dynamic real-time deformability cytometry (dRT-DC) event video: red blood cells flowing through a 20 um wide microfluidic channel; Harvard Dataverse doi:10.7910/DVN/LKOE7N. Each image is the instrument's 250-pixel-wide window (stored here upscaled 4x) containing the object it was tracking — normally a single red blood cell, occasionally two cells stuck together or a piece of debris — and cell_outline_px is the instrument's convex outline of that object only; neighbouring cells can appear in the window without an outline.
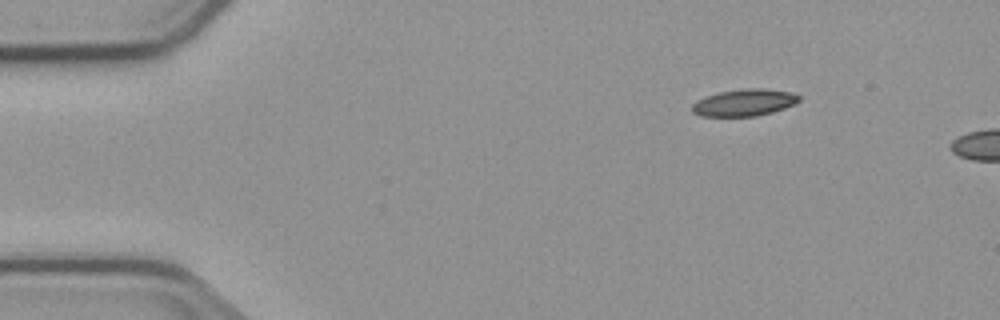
{"species": "common noctule bat (a hibernating species)", "species_latin": "Nyctalus noctula", "temperature_condition": "cold", "stored_images_in_passage": 4, "camera_frame_rate_fps": 3000, "um_per_image_px": 0.085, "animal": {"sex": "male", "body_mass_g": 23.1, "forearm_length_mm": 52.7}, "frame": {"image": 1, "passage_image": 1, "time_ms": 0.0, "image_size_px": [1000, 320], "cell_outline_px": [[800, 100], [796, 104], [772, 112], [756, 116], [700, 116], [692, 112], [692, 104], [696, 100], [720, 92], [748, 88], [760, 88], [792, 92], [800, 96]], "centroid_in_image_um": [63.28, 8.72], "position_along_channel_um": 21.7, "area_um2": 16.7}}
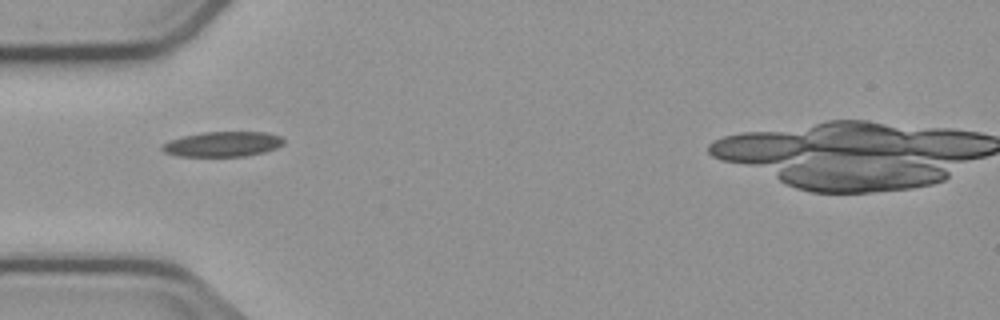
{"frame": {"image": 2, "passage_image": 3, "time_ms": 3.333, "image_size_px": [1000, 320], "cell_outline_px": [[284, 144], [276, 148], [264, 152], [244, 156], [176, 156], [164, 152], [160, 148], [160, 144], [168, 140], [184, 136], [204, 132], [268, 132], [280, 136], [284, 140]], "centroid_in_image_um": [18.9, 12.25], "position_along_channel_um": 66.1, "area_um2": 17.86}}
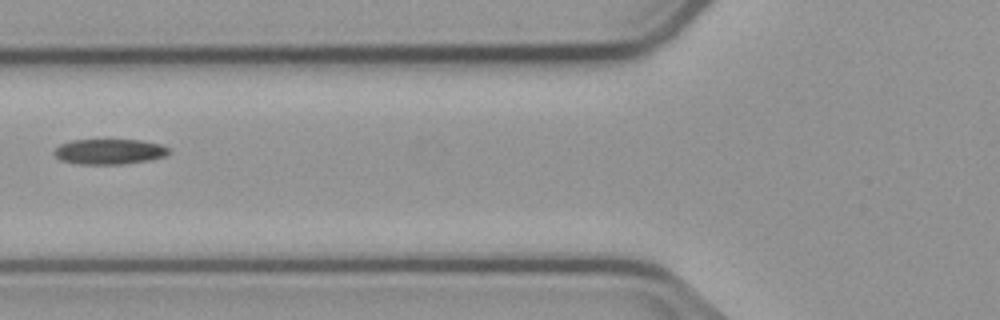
{"frame": {"image": 3, "passage_image": 4, "time_ms": 4.667, "image_size_px": [1000, 320], "cell_outline_px": [[168, 152], [164, 156], [148, 160], [120, 164], [76, 164], [60, 160], [52, 152], [60, 144], [72, 140], [140, 140], [160, 144], [168, 148]], "centroid_in_image_um": [9.23, 12.88], "position_along_channel_um": 116.6, "area_um2": 16.76}}